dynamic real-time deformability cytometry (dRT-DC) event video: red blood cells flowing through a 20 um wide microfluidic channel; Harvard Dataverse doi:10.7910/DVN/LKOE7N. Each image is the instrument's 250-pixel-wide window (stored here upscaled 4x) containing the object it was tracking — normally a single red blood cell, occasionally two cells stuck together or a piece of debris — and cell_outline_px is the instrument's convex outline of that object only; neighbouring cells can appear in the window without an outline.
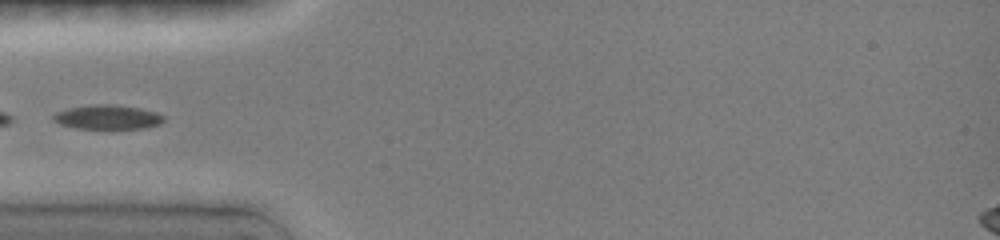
{"species": "common noctule bat (a hibernating species)", "species_latin": "Nyctalus noctula", "temperature_condition": "room temperature", "stored_images_in_passage": 10, "camera_frame_rate_fps": 3000, "um_per_image_px": 0.085, "animal": {"sex": "female", "body_mass_g": 19.0, "forearm_length_mm": 51.5}, "frame": {"image": 1, "passage_image": 1, "time_ms": 0.0, "image_size_px": [1000, 240], "cell_outline_px": [[164, 120], [160, 124], [148, 128], [76, 128], [60, 124], [52, 120], [52, 116], [56, 112], [68, 108], [92, 104], [112, 104], [140, 108], [156, 112], [164, 116]], "centroid_in_image_um": [9.15, 9.95], "position_along_channel_um": 75.9, "area_um2": 15.66}}
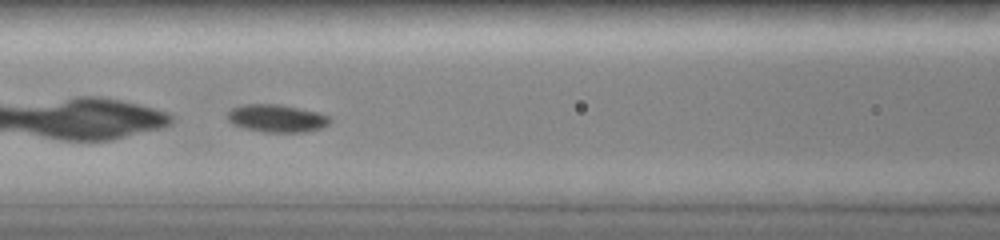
{"frame": {"image": 2, "passage_image": 5, "time_ms": 1.667, "image_size_px": [1000, 240], "cell_outline_px": [[332, 120], [328, 124], [320, 128], [308, 132], [264, 132], [244, 128], [232, 124], [228, 120], [228, 112], [232, 108], [240, 104], [280, 104], [320, 112], [332, 116]], "centroid_in_image_um": [23.56, 10.05], "position_along_channel_um": 143.0, "area_um2": 16.82}}